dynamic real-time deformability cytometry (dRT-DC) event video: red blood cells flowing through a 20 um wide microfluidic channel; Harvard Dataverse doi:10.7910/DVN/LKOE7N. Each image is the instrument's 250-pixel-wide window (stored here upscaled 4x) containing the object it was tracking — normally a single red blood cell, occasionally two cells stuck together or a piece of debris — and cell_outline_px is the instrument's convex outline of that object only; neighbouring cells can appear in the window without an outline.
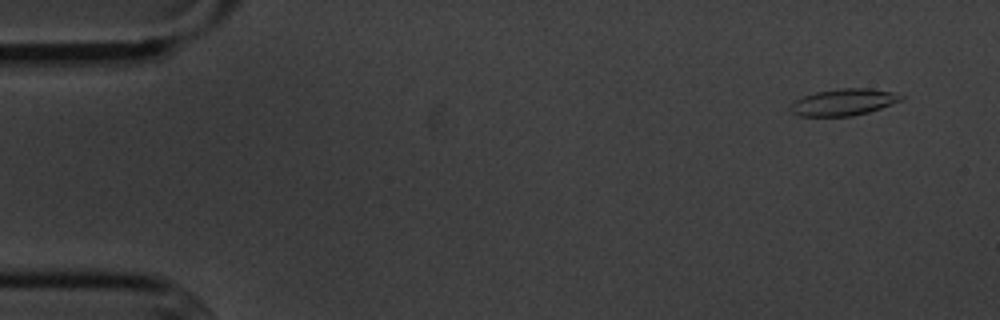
{"species": "common noctule bat (a hibernating species)", "species_latin": "Nyctalus noctula", "temperature_condition": "cold", "stored_images_in_passage": 5, "camera_frame_rate_fps": 3000, "um_per_image_px": 0.085, "animal": {"sex": "male", "body_mass_g": 20.1, "forearm_length_mm": 53.5}, "frame": {"image": 1, "passage_image": 1, "time_ms": 0.0, "image_size_px": [1000, 320], "cell_outline_px": [[904, 100], [868, 112], [852, 116], [800, 116], [792, 112], [788, 108], [796, 100], [804, 96], [816, 92], [840, 88], [868, 88], [892, 92], [904, 96]], "centroid_in_image_um": [71.72, 8.68], "position_along_channel_um": 13.3, "area_um2": 17.11}}
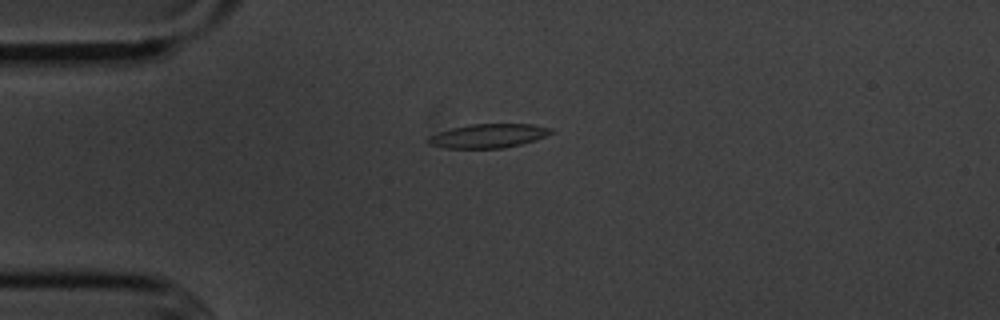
{"frame": {"image": 2, "passage_image": 4, "time_ms": 3.333, "image_size_px": [1000, 320], "cell_outline_px": [[552, 132], [544, 136], [520, 144], [504, 148], [444, 148], [428, 144], [424, 140], [428, 136], [452, 128], [472, 124], [532, 124], [552, 128]], "centroid_in_image_um": [41.44, 11.55], "position_along_channel_um": 43.6, "area_um2": 16.99}}